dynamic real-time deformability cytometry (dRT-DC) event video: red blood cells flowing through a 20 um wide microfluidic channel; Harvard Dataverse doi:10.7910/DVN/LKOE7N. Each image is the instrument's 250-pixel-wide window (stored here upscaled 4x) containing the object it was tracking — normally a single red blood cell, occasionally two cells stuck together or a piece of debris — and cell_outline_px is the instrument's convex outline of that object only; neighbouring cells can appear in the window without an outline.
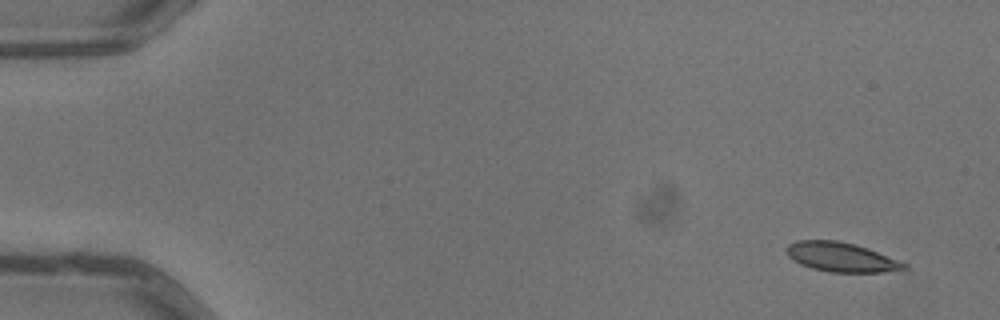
{"species": "common noctule bat (a hibernating species)", "species_latin": "Nyctalus noctula", "temperature_condition": "warm", "stored_images_in_passage": 4, "camera_frame_rate_fps": 3000, "um_per_image_px": 0.085, "animal": {"sex": "male", "body_mass_g": 13.3}, "frame": {"image": 1, "passage_image": 1, "time_ms": 0.0, "image_size_px": [1000, 320], "cell_outline_px": [[908, 268], [884, 272], [828, 272], [812, 268], [800, 264], [792, 260], [788, 256], [784, 248], [788, 244], [796, 240], [836, 240], [856, 244], [868, 248], [900, 260], [908, 264]], "centroid_in_image_um": [71.49, 21.85], "position_along_channel_um": 13.5, "area_um2": 20.4}}